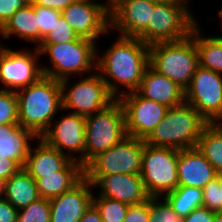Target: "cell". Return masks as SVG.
<instances>
[{
  "label": "cell",
  "instance_id": "4dcf8cb0",
  "mask_svg": "<svg viewBox=\"0 0 222 222\" xmlns=\"http://www.w3.org/2000/svg\"><path fill=\"white\" fill-rule=\"evenodd\" d=\"M19 124L15 91L0 89V125Z\"/></svg>",
  "mask_w": 222,
  "mask_h": 222
},
{
  "label": "cell",
  "instance_id": "4fadbf2b",
  "mask_svg": "<svg viewBox=\"0 0 222 222\" xmlns=\"http://www.w3.org/2000/svg\"><path fill=\"white\" fill-rule=\"evenodd\" d=\"M107 2L76 0L61 12V16L78 37L96 42L110 30L109 0Z\"/></svg>",
  "mask_w": 222,
  "mask_h": 222
},
{
  "label": "cell",
  "instance_id": "cb8c5ba5",
  "mask_svg": "<svg viewBox=\"0 0 222 222\" xmlns=\"http://www.w3.org/2000/svg\"><path fill=\"white\" fill-rule=\"evenodd\" d=\"M4 198L17 210L23 209L40 198L36 181L20 168L5 181Z\"/></svg>",
  "mask_w": 222,
  "mask_h": 222
},
{
  "label": "cell",
  "instance_id": "5bb4252c",
  "mask_svg": "<svg viewBox=\"0 0 222 222\" xmlns=\"http://www.w3.org/2000/svg\"><path fill=\"white\" fill-rule=\"evenodd\" d=\"M39 55L37 47L34 52L4 47L0 52V82L4 89L16 92L44 76L42 67L37 66Z\"/></svg>",
  "mask_w": 222,
  "mask_h": 222
},
{
  "label": "cell",
  "instance_id": "7bdbcfd3",
  "mask_svg": "<svg viewBox=\"0 0 222 222\" xmlns=\"http://www.w3.org/2000/svg\"><path fill=\"white\" fill-rule=\"evenodd\" d=\"M155 4H176V5H182L186 7L188 10L189 8L187 7L188 0H153Z\"/></svg>",
  "mask_w": 222,
  "mask_h": 222
},
{
  "label": "cell",
  "instance_id": "52a82bcc",
  "mask_svg": "<svg viewBox=\"0 0 222 222\" xmlns=\"http://www.w3.org/2000/svg\"><path fill=\"white\" fill-rule=\"evenodd\" d=\"M145 141L126 136L98 154L84 167V177L93 185L101 176L140 174Z\"/></svg>",
  "mask_w": 222,
  "mask_h": 222
},
{
  "label": "cell",
  "instance_id": "e0dca14e",
  "mask_svg": "<svg viewBox=\"0 0 222 222\" xmlns=\"http://www.w3.org/2000/svg\"><path fill=\"white\" fill-rule=\"evenodd\" d=\"M92 187L84 177L71 190L50 199V222H79L92 204Z\"/></svg>",
  "mask_w": 222,
  "mask_h": 222
},
{
  "label": "cell",
  "instance_id": "60d3db41",
  "mask_svg": "<svg viewBox=\"0 0 222 222\" xmlns=\"http://www.w3.org/2000/svg\"><path fill=\"white\" fill-rule=\"evenodd\" d=\"M74 1L76 0H30V3L35 6L47 7L62 12Z\"/></svg>",
  "mask_w": 222,
  "mask_h": 222
},
{
  "label": "cell",
  "instance_id": "ee69618b",
  "mask_svg": "<svg viewBox=\"0 0 222 222\" xmlns=\"http://www.w3.org/2000/svg\"><path fill=\"white\" fill-rule=\"evenodd\" d=\"M212 124L222 132V113L216 118V120Z\"/></svg>",
  "mask_w": 222,
  "mask_h": 222
},
{
  "label": "cell",
  "instance_id": "8992f818",
  "mask_svg": "<svg viewBox=\"0 0 222 222\" xmlns=\"http://www.w3.org/2000/svg\"><path fill=\"white\" fill-rule=\"evenodd\" d=\"M85 120L84 167L98 154L105 152L127 136L125 114L118 99L106 108L85 117Z\"/></svg>",
  "mask_w": 222,
  "mask_h": 222
},
{
  "label": "cell",
  "instance_id": "603a6c76",
  "mask_svg": "<svg viewBox=\"0 0 222 222\" xmlns=\"http://www.w3.org/2000/svg\"><path fill=\"white\" fill-rule=\"evenodd\" d=\"M38 137L19 124L0 125V156L14 160L23 168L30 151L31 140Z\"/></svg>",
  "mask_w": 222,
  "mask_h": 222
},
{
  "label": "cell",
  "instance_id": "b9f144b4",
  "mask_svg": "<svg viewBox=\"0 0 222 222\" xmlns=\"http://www.w3.org/2000/svg\"><path fill=\"white\" fill-rule=\"evenodd\" d=\"M79 222H103L99 211L96 207L91 204L88 209L84 212V215Z\"/></svg>",
  "mask_w": 222,
  "mask_h": 222
},
{
  "label": "cell",
  "instance_id": "6da1fadb",
  "mask_svg": "<svg viewBox=\"0 0 222 222\" xmlns=\"http://www.w3.org/2000/svg\"><path fill=\"white\" fill-rule=\"evenodd\" d=\"M117 39L96 60V71L116 99L120 97L119 84L127 89L125 93L138 89L149 65V45L134 37L119 36Z\"/></svg>",
  "mask_w": 222,
  "mask_h": 222
},
{
  "label": "cell",
  "instance_id": "484cf974",
  "mask_svg": "<svg viewBox=\"0 0 222 222\" xmlns=\"http://www.w3.org/2000/svg\"><path fill=\"white\" fill-rule=\"evenodd\" d=\"M194 42L198 50L199 65L222 74V37H203L199 25L194 27Z\"/></svg>",
  "mask_w": 222,
  "mask_h": 222
},
{
  "label": "cell",
  "instance_id": "8fae6325",
  "mask_svg": "<svg viewBox=\"0 0 222 222\" xmlns=\"http://www.w3.org/2000/svg\"><path fill=\"white\" fill-rule=\"evenodd\" d=\"M185 102L213 123L222 113V74L199 65L185 90Z\"/></svg>",
  "mask_w": 222,
  "mask_h": 222
},
{
  "label": "cell",
  "instance_id": "7402d4cb",
  "mask_svg": "<svg viewBox=\"0 0 222 222\" xmlns=\"http://www.w3.org/2000/svg\"><path fill=\"white\" fill-rule=\"evenodd\" d=\"M84 178V167L71 160L61 171L35 179L40 198L52 199L71 190Z\"/></svg>",
  "mask_w": 222,
  "mask_h": 222
},
{
  "label": "cell",
  "instance_id": "7a4b0ae2",
  "mask_svg": "<svg viewBox=\"0 0 222 222\" xmlns=\"http://www.w3.org/2000/svg\"><path fill=\"white\" fill-rule=\"evenodd\" d=\"M16 95L19 125L40 138L62 109L59 80L44 75L31 85L17 90Z\"/></svg>",
  "mask_w": 222,
  "mask_h": 222
},
{
  "label": "cell",
  "instance_id": "ffe728a7",
  "mask_svg": "<svg viewBox=\"0 0 222 222\" xmlns=\"http://www.w3.org/2000/svg\"><path fill=\"white\" fill-rule=\"evenodd\" d=\"M177 175L178 185L203 189L218 174L199 149L194 147L178 150Z\"/></svg>",
  "mask_w": 222,
  "mask_h": 222
},
{
  "label": "cell",
  "instance_id": "2e32d148",
  "mask_svg": "<svg viewBox=\"0 0 222 222\" xmlns=\"http://www.w3.org/2000/svg\"><path fill=\"white\" fill-rule=\"evenodd\" d=\"M151 0H109L110 29L119 36L138 38L150 23L154 9Z\"/></svg>",
  "mask_w": 222,
  "mask_h": 222
},
{
  "label": "cell",
  "instance_id": "d4e9b609",
  "mask_svg": "<svg viewBox=\"0 0 222 222\" xmlns=\"http://www.w3.org/2000/svg\"><path fill=\"white\" fill-rule=\"evenodd\" d=\"M0 33L4 39L14 35L37 44L35 5L29 3L24 8L17 10L0 28Z\"/></svg>",
  "mask_w": 222,
  "mask_h": 222
},
{
  "label": "cell",
  "instance_id": "f546056e",
  "mask_svg": "<svg viewBox=\"0 0 222 222\" xmlns=\"http://www.w3.org/2000/svg\"><path fill=\"white\" fill-rule=\"evenodd\" d=\"M17 222H50V201L39 198L18 210Z\"/></svg>",
  "mask_w": 222,
  "mask_h": 222
},
{
  "label": "cell",
  "instance_id": "9a60e30c",
  "mask_svg": "<svg viewBox=\"0 0 222 222\" xmlns=\"http://www.w3.org/2000/svg\"><path fill=\"white\" fill-rule=\"evenodd\" d=\"M85 130V117L70 113L61 118L56 124L52 123L40 138L49 146L57 149L62 154H66L70 160L77 161L84 167ZM64 149L69 152L65 153ZM74 152L75 154L80 153L76 157L77 159L73 156Z\"/></svg>",
  "mask_w": 222,
  "mask_h": 222
},
{
  "label": "cell",
  "instance_id": "ab89813d",
  "mask_svg": "<svg viewBox=\"0 0 222 222\" xmlns=\"http://www.w3.org/2000/svg\"><path fill=\"white\" fill-rule=\"evenodd\" d=\"M20 168L14 160L0 156V177L5 181L13 176Z\"/></svg>",
  "mask_w": 222,
  "mask_h": 222
},
{
  "label": "cell",
  "instance_id": "44dd1931",
  "mask_svg": "<svg viewBox=\"0 0 222 222\" xmlns=\"http://www.w3.org/2000/svg\"><path fill=\"white\" fill-rule=\"evenodd\" d=\"M38 140L36 148H30L23 166L34 180L61 171L71 161L66 154L49 146L43 139Z\"/></svg>",
  "mask_w": 222,
  "mask_h": 222
},
{
  "label": "cell",
  "instance_id": "836d02e7",
  "mask_svg": "<svg viewBox=\"0 0 222 222\" xmlns=\"http://www.w3.org/2000/svg\"><path fill=\"white\" fill-rule=\"evenodd\" d=\"M78 38L65 19L60 18L55 22L51 32L42 40L40 44H62L75 41Z\"/></svg>",
  "mask_w": 222,
  "mask_h": 222
},
{
  "label": "cell",
  "instance_id": "83f0119b",
  "mask_svg": "<svg viewBox=\"0 0 222 222\" xmlns=\"http://www.w3.org/2000/svg\"><path fill=\"white\" fill-rule=\"evenodd\" d=\"M196 147L214 167L216 173L222 174V132L209 123L199 137Z\"/></svg>",
  "mask_w": 222,
  "mask_h": 222
},
{
  "label": "cell",
  "instance_id": "7dc6e473",
  "mask_svg": "<svg viewBox=\"0 0 222 222\" xmlns=\"http://www.w3.org/2000/svg\"><path fill=\"white\" fill-rule=\"evenodd\" d=\"M220 201H221V212H222V174H220Z\"/></svg>",
  "mask_w": 222,
  "mask_h": 222
},
{
  "label": "cell",
  "instance_id": "ba28073f",
  "mask_svg": "<svg viewBox=\"0 0 222 222\" xmlns=\"http://www.w3.org/2000/svg\"><path fill=\"white\" fill-rule=\"evenodd\" d=\"M177 162V149L145 143L140 176L150 197H162L178 187Z\"/></svg>",
  "mask_w": 222,
  "mask_h": 222
},
{
  "label": "cell",
  "instance_id": "4316f807",
  "mask_svg": "<svg viewBox=\"0 0 222 222\" xmlns=\"http://www.w3.org/2000/svg\"><path fill=\"white\" fill-rule=\"evenodd\" d=\"M182 219L194 209L202 207L203 189L178 185L172 192L163 197Z\"/></svg>",
  "mask_w": 222,
  "mask_h": 222
},
{
  "label": "cell",
  "instance_id": "277c9868",
  "mask_svg": "<svg viewBox=\"0 0 222 222\" xmlns=\"http://www.w3.org/2000/svg\"><path fill=\"white\" fill-rule=\"evenodd\" d=\"M149 65L185 91L199 66L194 28L184 39L149 45Z\"/></svg>",
  "mask_w": 222,
  "mask_h": 222
},
{
  "label": "cell",
  "instance_id": "bcb514c9",
  "mask_svg": "<svg viewBox=\"0 0 222 222\" xmlns=\"http://www.w3.org/2000/svg\"><path fill=\"white\" fill-rule=\"evenodd\" d=\"M214 222H222V212H216Z\"/></svg>",
  "mask_w": 222,
  "mask_h": 222
},
{
  "label": "cell",
  "instance_id": "74e56055",
  "mask_svg": "<svg viewBox=\"0 0 222 222\" xmlns=\"http://www.w3.org/2000/svg\"><path fill=\"white\" fill-rule=\"evenodd\" d=\"M215 213L206 207H199L182 218L181 222H214Z\"/></svg>",
  "mask_w": 222,
  "mask_h": 222
},
{
  "label": "cell",
  "instance_id": "f35d334b",
  "mask_svg": "<svg viewBox=\"0 0 222 222\" xmlns=\"http://www.w3.org/2000/svg\"><path fill=\"white\" fill-rule=\"evenodd\" d=\"M18 210L5 198L0 199V222H17Z\"/></svg>",
  "mask_w": 222,
  "mask_h": 222
},
{
  "label": "cell",
  "instance_id": "d6986e66",
  "mask_svg": "<svg viewBox=\"0 0 222 222\" xmlns=\"http://www.w3.org/2000/svg\"><path fill=\"white\" fill-rule=\"evenodd\" d=\"M136 92L141 97L168 108L179 106L185 102V91L175 82L155 71L150 65L145 69Z\"/></svg>",
  "mask_w": 222,
  "mask_h": 222
},
{
  "label": "cell",
  "instance_id": "f6af8a7d",
  "mask_svg": "<svg viewBox=\"0 0 222 222\" xmlns=\"http://www.w3.org/2000/svg\"><path fill=\"white\" fill-rule=\"evenodd\" d=\"M5 194V180L0 177V199L4 198Z\"/></svg>",
  "mask_w": 222,
  "mask_h": 222
},
{
  "label": "cell",
  "instance_id": "f1b7e54d",
  "mask_svg": "<svg viewBox=\"0 0 222 222\" xmlns=\"http://www.w3.org/2000/svg\"><path fill=\"white\" fill-rule=\"evenodd\" d=\"M92 204L99 211L103 222H123L129 207L128 204L103 196L95 197L94 194Z\"/></svg>",
  "mask_w": 222,
  "mask_h": 222
},
{
  "label": "cell",
  "instance_id": "7c38bea8",
  "mask_svg": "<svg viewBox=\"0 0 222 222\" xmlns=\"http://www.w3.org/2000/svg\"><path fill=\"white\" fill-rule=\"evenodd\" d=\"M118 100L125 114V131L128 136L145 140L163 120L168 107L141 97L136 91L120 93Z\"/></svg>",
  "mask_w": 222,
  "mask_h": 222
},
{
  "label": "cell",
  "instance_id": "e575fe53",
  "mask_svg": "<svg viewBox=\"0 0 222 222\" xmlns=\"http://www.w3.org/2000/svg\"><path fill=\"white\" fill-rule=\"evenodd\" d=\"M202 207H206L214 212H221L220 201V175L208 182L203 188V204Z\"/></svg>",
  "mask_w": 222,
  "mask_h": 222
},
{
  "label": "cell",
  "instance_id": "ac0fdd59",
  "mask_svg": "<svg viewBox=\"0 0 222 222\" xmlns=\"http://www.w3.org/2000/svg\"><path fill=\"white\" fill-rule=\"evenodd\" d=\"M103 196L125 204L139 205L150 199L140 174H112L101 176L94 184Z\"/></svg>",
  "mask_w": 222,
  "mask_h": 222
},
{
  "label": "cell",
  "instance_id": "681fc988",
  "mask_svg": "<svg viewBox=\"0 0 222 222\" xmlns=\"http://www.w3.org/2000/svg\"><path fill=\"white\" fill-rule=\"evenodd\" d=\"M1 35V33H0ZM4 46L0 45V52L3 50Z\"/></svg>",
  "mask_w": 222,
  "mask_h": 222
},
{
  "label": "cell",
  "instance_id": "d6a6232c",
  "mask_svg": "<svg viewBox=\"0 0 222 222\" xmlns=\"http://www.w3.org/2000/svg\"><path fill=\"white\" fill-rule=\"evenodd\" d=\"M149 222H181V218L164 198L150 197Z\"/></svg>",
  "mask_w": 222,
  "mask_h": 222
},
{
  "label": "cell",
  "instance_id": "3957f363",
  "mask_svg": "<svg viewBox=\"0 0 222 222\" xmlns=\"http://www.w3.org/2000/svg\"><path fill=\"white\" fill-rule=\"evenodd\" d=\"M209 122L191 105L171 107L145 143L155 147H169L177 150L194 148Z\"/></svg>",
  "mask_w": 222,
  "mask_h": 222
},
{
  "label": "cell",
  "instance_id": "30bf717a",
  "mask_svg": "<svg viewBox=\"0 0 222 222\" xmlns=\"http://www.w3.org/2000/svg\"><path fill=\"white\" fill-rule=\"evenodd\" d=\"M86 76L71 88H68L69 78L59 81L62 109H72L74 111L72 113L83 117L95 114L116 99L109 92L106 83L97 71Z\"/></svg>",
  "mask_w": 222,
  "mask_h": 222
},
{
  "label": "cell",
  "instance_id": "1f68e13d",
  "mask_svg": "<svg viewBox=\"0 0 222 222\" xmlns=\"http://www.w3.org/2000/svg\"><path fill=\"white\" fill-rule=\"evenodd\" d=\"M35 16L37 18V45L51 32L55 22L60 18L61 12L42 6H35Z\"/></svg>",
  "mask_w": 222,
  "mask_h": 222
},
{
  "label": "cell",
  "instance_id": "9c48e42d",
  "mask_svg": "<svg viewBox=\"0 0 222 222\" xmlns=\"http://www.w3.org/2000/svg\"><path fill=\"white\" fill-rule=\"evenodd\" d=\"M197 24L192 12L182 5L154 4L150 23L138 39L147 45L184 39Z\"/></svg>",
  "mask_w": 222,
  "mask_h": 222
},
{
  "label": "cell",
  "instance_id": "c3c4849f",
  "mask_svg": "<svg viewBox=\"0 0 222 222\" xmlns=\"http://www.w3.org/2000/svg\"><path fill=\"white\" fill-rule=\"evenodd\" d=\"M218 15L221 17V20H222V9H220V11H218ZM221 25H222V22H221Z\"/></svg>",
  "mask_w": 222,
  "mask_h": 222
},
{
  "label": "cell",
  "instance_id": "d590c367",
  "mask_svg": "<svg viewBox=\"0 0 222 222\" xmlns=\"http://www.w3.org/2000/svg\"><path fill=\"white\" fill-rule=\"evenodd\" d=\"M150 221V199L139 205L128 207L123 222H149Z\"/></svg>",
  "mask_w": 222,
  "mask_h": 222
},
{
  "label": "cell",
  "instance_id": "5b68a950",
  "mask_svg": "<svg viewBox=\"0 0 222 222\" xmlns=\"http://www.w3.org/2000/svg\"><path fill=\"white\" fill-rule=\"evenodd\" d=\"M96 46V42L81 37L62 44H40L37 47L40 55L48 54L52 64V69L41 66L43 74L59 81L69 78L71 74L89 75L96 69Z\"/></svg>",
  "mask_w": 222,
  "mask_h": 222
},
{
  "label": "cell",
  "instance_id": "8d00e7d4",
  "mask_svg": "<svg viewBox=\"0 0 222 222\" xmlns=\"http://www.w3.org/2000/svg\"><path fill=\"white\" fill-rule=\"evenodd\" d=\"M30 0H0V28L19 9L24 8Z\"/></svg>",
  "mask_w": 222,
  "mask_h": 222
}]
</instances>
